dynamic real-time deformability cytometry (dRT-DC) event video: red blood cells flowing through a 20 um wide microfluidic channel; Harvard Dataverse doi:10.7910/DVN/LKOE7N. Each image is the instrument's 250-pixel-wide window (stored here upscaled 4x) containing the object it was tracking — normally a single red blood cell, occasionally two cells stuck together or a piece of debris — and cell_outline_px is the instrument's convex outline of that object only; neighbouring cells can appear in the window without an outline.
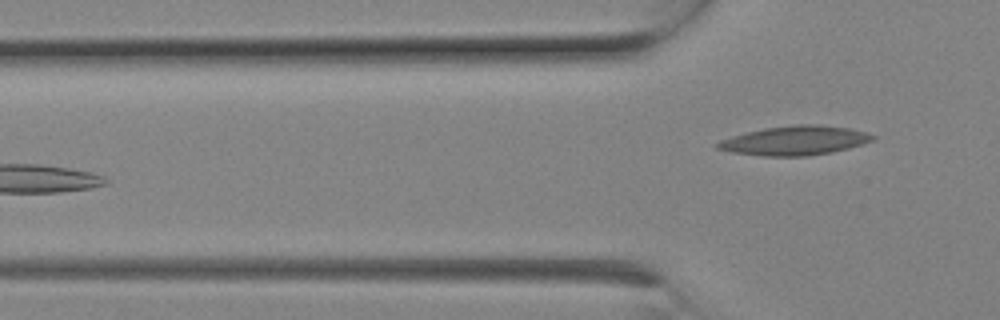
{"species": "Egyptian fruit bat (a non-hibernating species)", "species_latin": "Rousettus aegyptiacus", "temperature_condition": "room temperature", "stored_images_in_passage": 3, "camera_frame_rate_fps": 3000, "um_per_image_px": 0.085, "animal": {"sex": "female"}, "frame": {"image": 1, "passage_image": 3, "time_ms": 0.667, "image_size_px": [1000, 320], "cell_outline_px": [[876, 136], [872, 140], [848, 148], [832, 152], [808, 156], [764, 156], [732, 152], [716, 148], [712, 144], [720, 140], [732, 136], [764, 128], [796, 124], [816, 124], [848, 128], [864, 132]], "centroid_in_image_um": [67.5, 11.95], "position_along_channel_um": 58.3, "area_um2": 26.24}}